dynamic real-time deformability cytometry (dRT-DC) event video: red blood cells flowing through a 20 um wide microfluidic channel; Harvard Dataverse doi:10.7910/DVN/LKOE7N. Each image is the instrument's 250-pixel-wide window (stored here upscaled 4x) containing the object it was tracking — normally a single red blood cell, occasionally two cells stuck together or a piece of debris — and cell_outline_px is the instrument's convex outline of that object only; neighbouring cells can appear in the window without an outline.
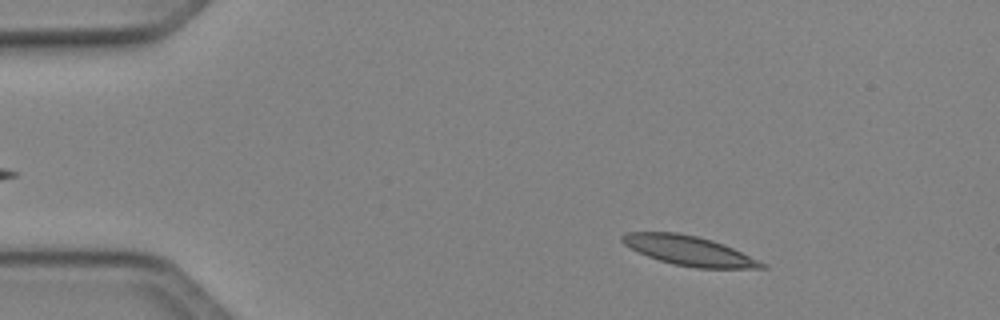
{"species": "Egyptian fruit bat (a non-hibernating species)", "species_latin": "Rousettus aegyptiacus", "temperature_condition": "cold", "stored_images_in_passage": 48, "camera_frame_rate_fps": 3000, "um_per_image_px": 0.085, "animal": {"sex": "female"}, "frame": {"image": 1, "passage_image": 6, "time_ms": 1.667, "image_size_px": [1000, 320], "cell_outline_px": [[768, 268], [696, 268], [676, 264], [660, 260], [648, 256], [624, 244], [620, 240], [620, 236], [628, 232], [676, 232], [696, 236], [712, 240], [724, 244], [768, 264]], "centroid_in_image_um": [58.6, 21.3], "position_along_channel_um": 26.4, "area_um2": 23.81}}
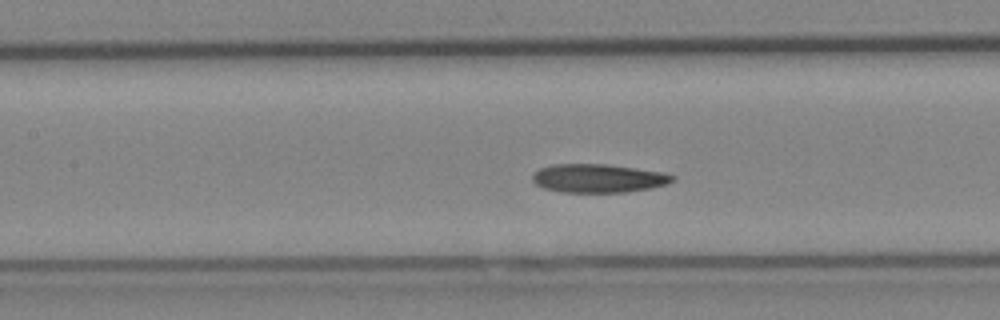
{"frame": {"image": 2, "passage_image": 21, "time_ms": 6.667, "image_size_px": [1000, 320], "cell_outline_px": [[676, 180], [668, 184], [652, 188], [624, 192], [560, 192], [544, 188], [536, 184], [532, 180], [532, 176], [540, 168], [552, 164], [608, 164], [636, 168], [660, 172], [676, 176]], "centroid_in_image_um": [50.87, 15.15], "position_along_channel_um": 156.5, "area_um2": 23.35}}
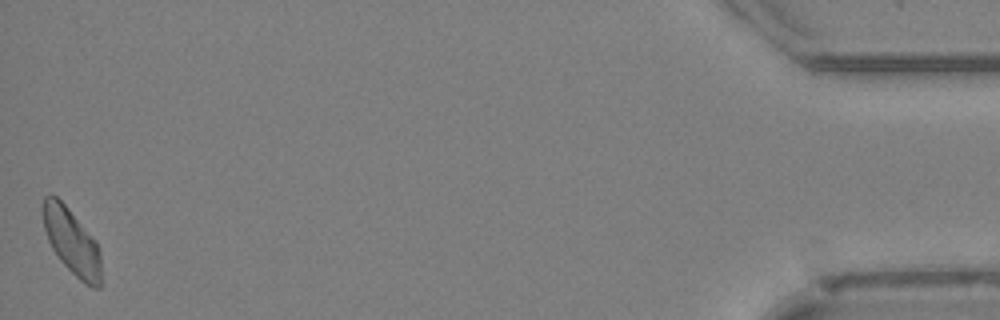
{"frame": {"image": 3, "passage_image": 48, "time_ms": 15.667, "image_size_px": [1000, 320], "cell_outline_px": [[100, 288], [92, 288], [84, 284], [60, 260], [52, 248], [48, 240], [44, 228], [40, 204], [44, 196], [48, 192], [56, 196], [68, 208], [96, 240], [100, 252]], "centroid_in_image_um": [6.06, 20.49], "position_along_channel_um": 429.1, "area_um2": 22.54}, "authors_computed_cell_mechanics": {"area_um2": 23.409, "velocity_mm_per_s": 4.0474, "shape_relaxation_time_tau1_ms": null, "shape_relaxation_time_tau2_ms": 8.8845, "deformation_change_tau1": null, "deformation_change_tau2": 0.1635}}